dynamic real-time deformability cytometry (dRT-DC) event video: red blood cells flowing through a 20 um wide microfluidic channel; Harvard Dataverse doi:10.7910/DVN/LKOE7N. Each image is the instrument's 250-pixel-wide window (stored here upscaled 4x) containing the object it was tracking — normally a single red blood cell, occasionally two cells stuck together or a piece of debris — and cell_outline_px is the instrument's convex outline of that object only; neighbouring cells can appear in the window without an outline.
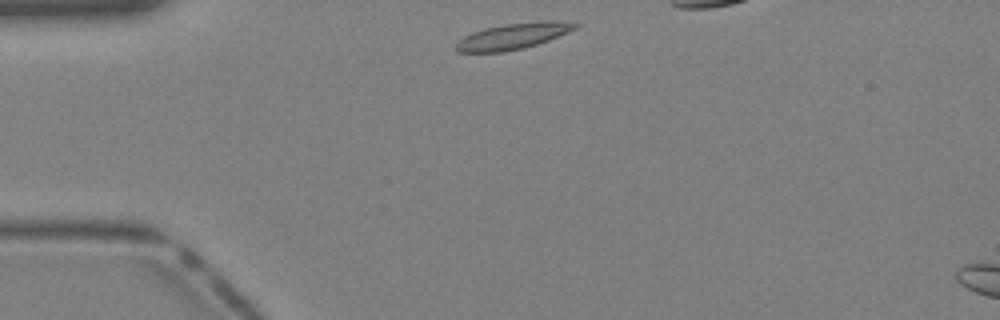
{"species": "Egyptian fruit bat (a non-hibernating species)", "species_latin": "Rousettus aegyptiacus", "temperature_condition": "warm", "stored_images_in_passage": 27, "camera_frame_rate_fps": 3000, "um_per_image_px": 0.085, "animal": {"sex": "female"}, "frame": {"image": 1, "passage_image": 1, "time_ms": 0.0, "image_size_px": [1000, 320], "cell_outline_px": [[580, 24], [576, 28], [568, 32], [548, 40], [524, 48], [500, 52], [456, 52], [456, 44], [464, 36], [472, 32], [484, 28], [504, 24], [540, 20], [560, 20]], "centroid_in_image_um": [43.63, 3.05], "position_along_channel_um": 41.4, "area_um2": 18.09}}
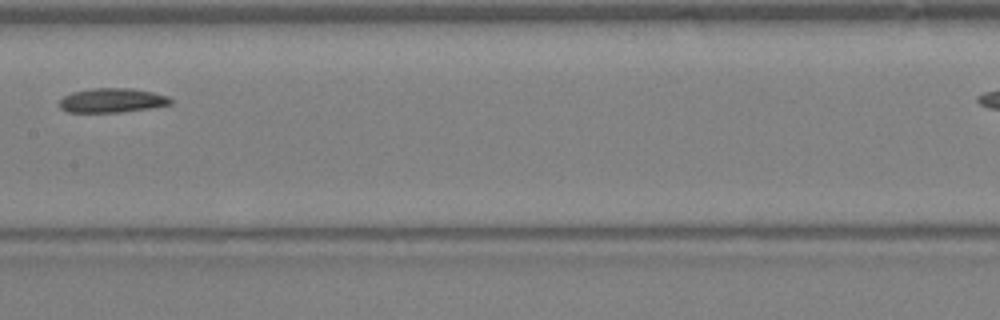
{"frame": {"image": 2, "passage_image": 12, "time_ms": 3.667, "image_size_px": [1000, 320], "cell_outline_px": [[172, 104], [148, 108], [120, 112], [68, 112], [60, 108], [60, 100], [64, 96], [72, 92], [92, 88], [132, 88], [152, 92], [168, 96], [172, 100]], "centroid_in_image_um": [9.52, 8.53], "position_along_channel_um": 197.9, "area_um2": 15.66}}
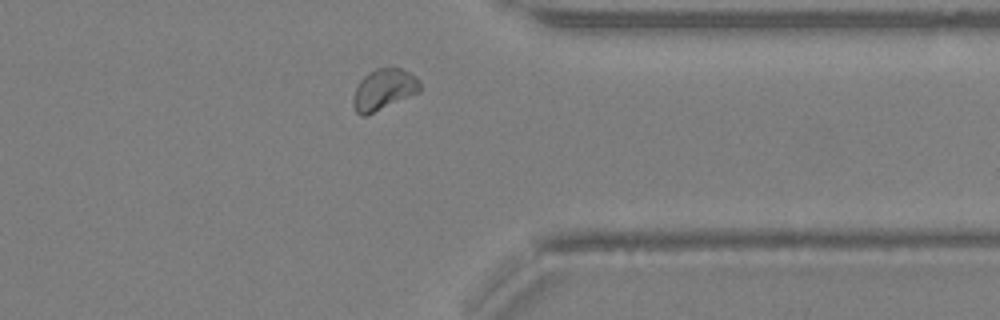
{"frame": {"image": 3, "passage_image": 23, "time_ms": 7.333, "image_size_px": [1000, 320], "cell_outline_px": [[420, 92], [368, 116], [360, 116], [356, 112], [352, 104], [352, 96], [360, 80], [368, 72], [376, 68], [400, 68], [416, 76], [420, 80]], "centroid_in_image_um": [32.61, 7.64], "position_along_channel_um": 378.8, "area_um2": 16.3}}